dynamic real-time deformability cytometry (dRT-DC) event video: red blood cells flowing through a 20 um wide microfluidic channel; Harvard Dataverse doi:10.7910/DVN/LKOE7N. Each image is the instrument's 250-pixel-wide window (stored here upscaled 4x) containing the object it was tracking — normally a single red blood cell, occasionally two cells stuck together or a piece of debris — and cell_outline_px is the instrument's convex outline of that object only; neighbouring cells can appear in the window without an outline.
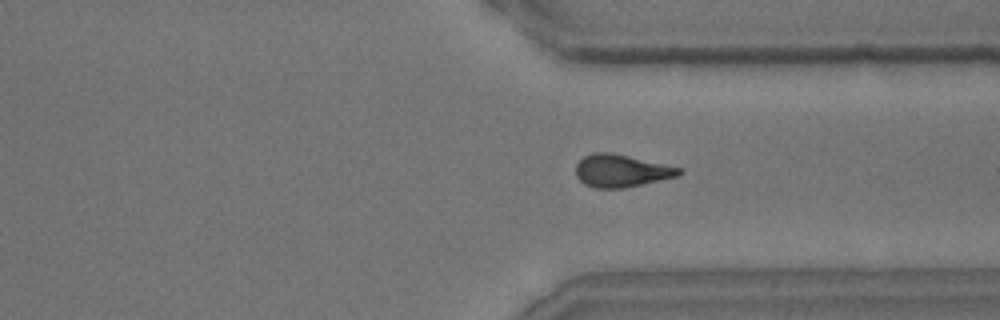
{"species": "common noctule bat (a hibernating species)", "species_latin": "Nyctalus noctula", "temperature_condition": "room temperature", "stored_images_in_passage": 46, "camera_frame_rate_fps": 3000, "um_per_image_px": 0.085, "animal": {"sex": "male", "body_mass_g": 15.6}, "frame": {"image": 1, "passage_image": 40, "time_ms": 13.0, "image_size_px": [1000, 320], "cell_outline_px": [[684, 172], [676, 176], [624, 188], [596, 188], [584, 184], [576, 176], [576, 164], [584, 156], [592, 152], [608, 152], [628, 156], [684, 168]], "centroid_in_image_um": [52.8, 14.51], "position_along_channel_um": 358.6, "area_um2": 19.48}, "authors_computed_cell_mechanics": {"area_um2": 19.363, "velocity_mm_per_s": 3.6179, "shape_relaxation_time_tau1_ms": 7.4253, "shape_relaxation_time_tau2_ms": 3.9674, "deformation_change_tau1": 0.2026, "deformation_change_tau2": 0.1352}}